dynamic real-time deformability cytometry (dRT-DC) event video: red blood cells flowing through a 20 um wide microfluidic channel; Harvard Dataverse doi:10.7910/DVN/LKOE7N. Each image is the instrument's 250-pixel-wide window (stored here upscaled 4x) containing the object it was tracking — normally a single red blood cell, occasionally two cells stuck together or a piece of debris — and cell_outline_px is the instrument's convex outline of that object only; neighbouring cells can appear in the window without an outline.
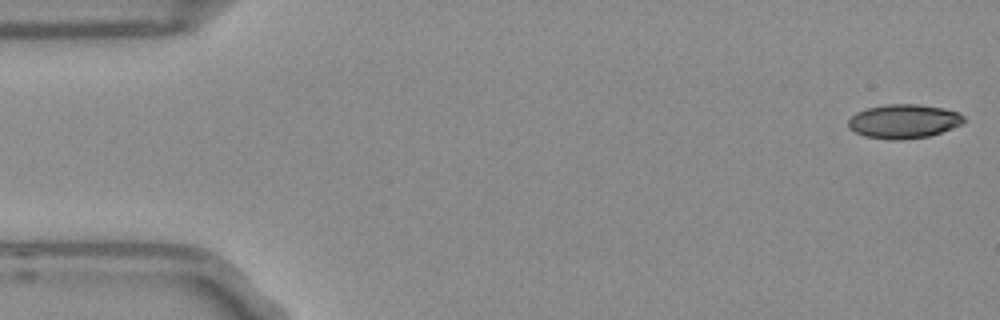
{"species": "Egyptian fruit bat (a non-hibernating species)", "species_latin": "Rousettus aegyptiacus", "temperature_condition": "room temperature", "stored_images_in_passage": 13, "camera_frame_rate_fps": 3000, "um_per_image_px": 0.085, "frame": {"image": 1, "passage_image": 1, "time_ms": 0.0, "image_size_px": [1000, 320], "cell_outline_px": [[968, 120], [952, 128], [928, 136], [900, 140], [892, 140], [864, 136], [848, 128], [848, 120], [856, 112], [868, 108], [888, 104], [916, 104], [940, 108], [960, 112]], "centroid_in_image_um": [76.82, 10.31], "position_along_channel_um": 8.2, "area_um2": 22.83}}
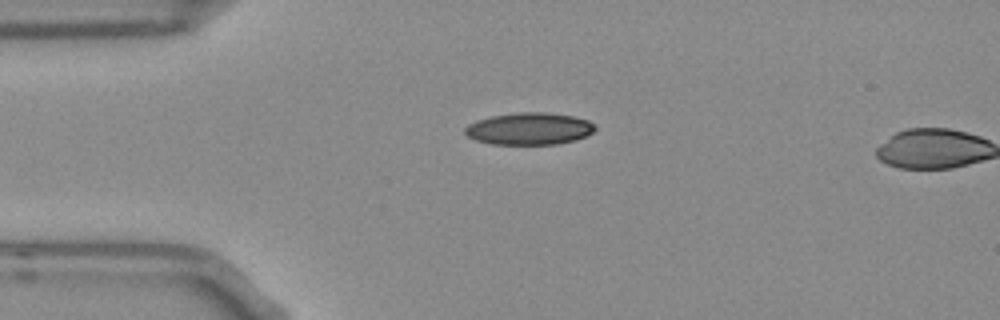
{"frame": {"image": 2, "passage_image": 12, "time_ms": 3.667, "image_size_px": [1000, 320], "cell_outline_px": [[596, 128], [592, 132], [576, 140], [556, 144], [492, 144], [476, 140], [468, 136], [464, 132], [464, 128], [468, 124], [476, 120], [492, 116], [520, 112], [544, 112], [572, 116], [588, 120]], "centroid_in_image_um": [44.96, 10.94], "position_along_channel_um": 40.0, "area_um2": 24.16}}